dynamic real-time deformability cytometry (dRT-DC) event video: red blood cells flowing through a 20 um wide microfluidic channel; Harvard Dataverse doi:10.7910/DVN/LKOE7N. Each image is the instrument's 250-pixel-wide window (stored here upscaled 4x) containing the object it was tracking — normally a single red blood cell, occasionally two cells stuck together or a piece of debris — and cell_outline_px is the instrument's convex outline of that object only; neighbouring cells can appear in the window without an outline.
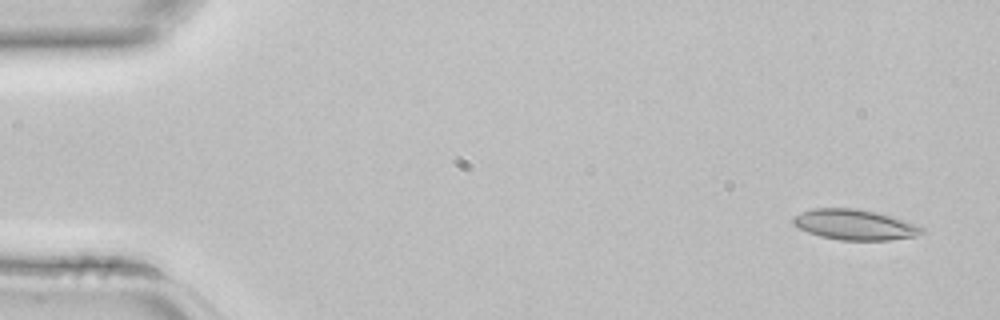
{"species": "common noctule bat (a hibernating species)", "species_latin": "Nyctalus noctula", "temperature_condition": "room temperature", "stored_images_in_passage": 4, "segment_of_instrument_passage": [2, 2], "camera_frame_rate_fps": 3000, "um_per_image_px": 0.085, "animal": {"sex": "female", "body_mass_g": 22.7, "forearm_length_mm": 54.2}, "frame": {"image": 1, "passage_image": 4, "time_ms": 1.0, "image_size_px": [1000, 320], "cell_outline_px": [[928, 232], [916, 236], [888, 240], [840, 240], [820, 236], [808, 232], [792, 224], [792, 216], [800, 212], [812, 208], [856, 208], [876, 212], [920, 224]], "centroid_in_image_um": [72.69, 19.09], "position_along_channel_um": 12.3, "area_um2": 23.18}}